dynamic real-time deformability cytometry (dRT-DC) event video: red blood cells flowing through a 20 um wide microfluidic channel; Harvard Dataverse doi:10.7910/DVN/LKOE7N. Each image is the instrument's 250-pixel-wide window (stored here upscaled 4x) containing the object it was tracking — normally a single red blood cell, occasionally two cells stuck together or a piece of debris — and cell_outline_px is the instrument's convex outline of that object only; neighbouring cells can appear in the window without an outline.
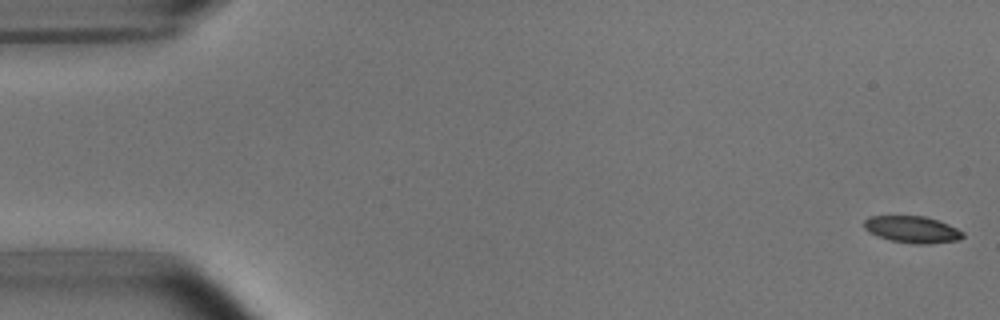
{"species": "common noctule bat (a hibernating species)", "species_latin": "Nyctalus noctula", "temperature_condition": "room temperature", "stored_images_in_passage": 5, "camera_frame_rate_fps": 3000, "um_per_image_px": 0.085, "animal": {"sex": "male", "body_mass_g": 15.6}, "frame": {"image": 1, "passage_image": 1, "time_ms": 0.0, "image_size_px": [1000, 320], "cell_outline_px": [[964, 236], [960, 240], [928, 244], [912, 244], [892, 240], [876, 236], [868, 232], [864, 228], [864, 220], [868, 216], [924, 216], [948, 224], [964, 232]], "centroid_in_image_um": [77.53, 19.51], "position_along_channel_um": 7.5, "area_um2": 15.49}}
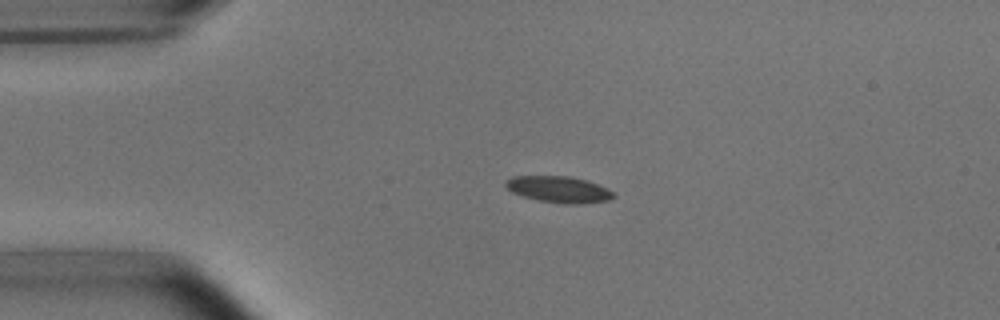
{"frame": {"image": 2, "passage_image": 4, "time_ms": 3.667, "image_size_px": [1000, 320], "cell_outline_px": [[616, 196], [608, 200], [576, 204], [564, 204], [540, 200], [524, 196], [512, 192], [504, 184], [504, 180], [512, 176], [568, 176], [588, 180], [608, 188]], "centroid_in_image_um": [47.5, 16.08], "position_along_channel_um": 37.5, "area_um2": 16.53}}